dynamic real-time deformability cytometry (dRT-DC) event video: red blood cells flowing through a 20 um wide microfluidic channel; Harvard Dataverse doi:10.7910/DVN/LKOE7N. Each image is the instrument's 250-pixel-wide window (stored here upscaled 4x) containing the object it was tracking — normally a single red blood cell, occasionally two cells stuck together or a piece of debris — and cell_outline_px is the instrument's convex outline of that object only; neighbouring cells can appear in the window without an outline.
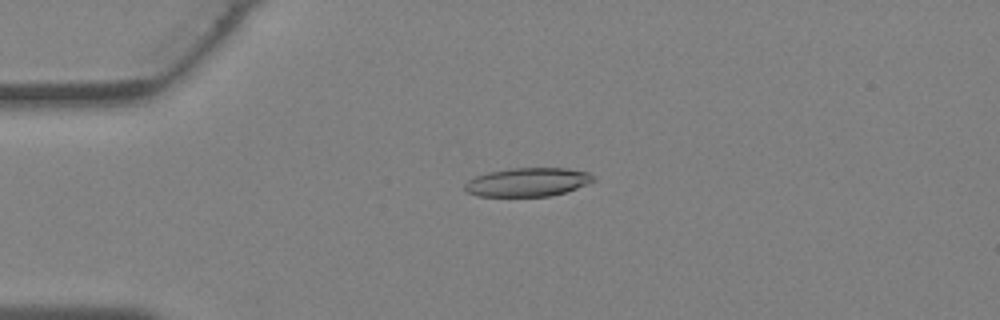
{"species": "Egyptian fruit bat (a non-hibernating species)", "species_latin": "Rousettus aegyptiacus", "temperature_condition": "warm", "stored_images_in_passage": 37, "camera_frame_rate_fps": 3000, "um_per_image_px": 0.085, "animal": {"sex": "female"}, "frame": {"image": 1, "passage_image": 9, "time_ms": 2.667, "image_size_px": [1000, 320], "cell_outline_px": [[596, 180], [588, 184], [564, 192], [548, 196], [476, 196], [468, 192], [464, 188], [464, 184], [468, 180], [476, 176], [488, 172], [512, 168], [568, 168], [588, 172]], "centroid_in_image_um": [44.84, 15.47], "position_along_channel_um": 40.2, "area_um2": 21.39}}
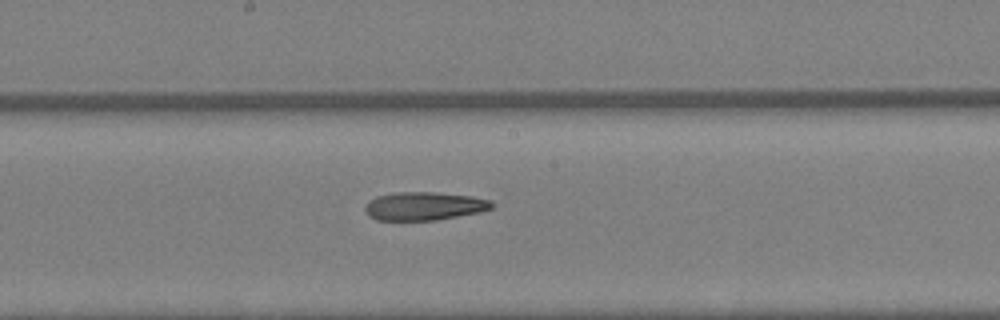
{"frame": {"image": 2, "passage_image": 20, "time_ms": 6.333, "image_size_px": [1000, 320], "cell_outline_px": [[496, 204], [492, 208], [480, 212], [436, 220], [376, 220], [368, 216], [364, 208], [368, 200], [376, 196], [396, 192], [436, 192], [472, 196], [492, 200]], "centroid_in_image_um": [36.06, 17.51], "position_along_channel_um": 212.1, "area_um2": 21.15}}
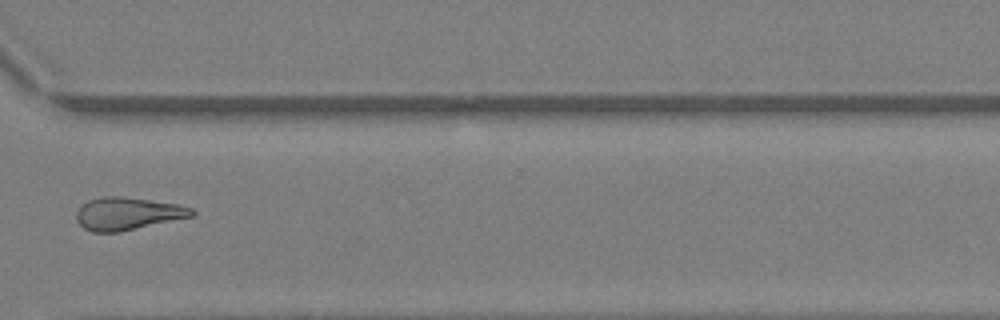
{"frame": {"image": 3, "passage_image": 28, "time_ms": 9.0, "image_size_px": [1000, 320], "cell_outline_px": [[196, 212], [192, 216], [120, 232], [92, 232], [84, 228], [76, 220], [76, 212], [88, 200], [104, 196], [120, 196], [180, 204], [192, 208]], "centroid_in_image_um": [10.85, 18.16], "position_along_channel_um": 359.8, "area_um2": 21.85}}